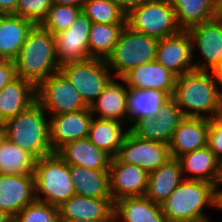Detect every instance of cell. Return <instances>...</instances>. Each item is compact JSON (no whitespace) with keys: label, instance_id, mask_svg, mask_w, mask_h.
<instances>
[{"label":"cell","instance_id":"6da1fadb","mask_svg":"<svg viewBox=\"0 0 222 222\" xmlns=\"http://www.w3.org/2000/svg\"><path fill=\"white\" fill-rule=\"evenodd\" d=\"M172 98L185 117L211 120L222 108V89L210 71L193 70L177 77Z\"/></svg>","mask_w":222,"mask_h":222},{"label":"cell","instance_id":"7a4b0ae2","mask_svg":"<svg viewBox=\"0 0 222 222\" xmlns=\"http://www.w3.org/2000/svg\"><path fill=\"white\" fill-rule=\"evenodd\" d=\"M14 63L16 76L37 87L59 71L55 36L39 24L34 25Z\"/></svg>","mask_w":222,"mask_h":222},{"label":"cell","instance_id":"3957f363","mask_svg":"<svg viewBox=\"0 0 222 222\" xmlns=\"http://www.w3.org/2000/svg\"><path fill=\"white\" fill-rule=\"evenodd\" d=\"M205 207L217 208V188L205 181L187 179L161 205L167 222H210Z\"/></svg>","mask_w":222,"mask_h":222},{"label":"cell","instance_id":"277c9868","mask_svg":"<svg viewBox=\"0 0 222 222\" xmlns=\"http://www.w3.org/2000/svg\"><path fill=\"white\" fill-rule=\"evenodd\" d=\"M2 125L4 137L36 159L54 153L50 144L49 119L37 101Z\"/></svg>","mask_w":222,"mask_h":222},{"label":"cell","instance_id":"5b68a950","mask_svg":"<svg viewBox=\"0 0 222 222\" xmlns=\"http://www.w3.org/2000/svg\"><path fill=\"white\" fill-rule=\"evenodd\" d=\"M33 174L35 200L59 207L75 195L69 165L56 152L36 159Z\"/></svg>","mask_w":222,"mask_h":222},{"label":"cell","instance_id":"8992f818","mask_svg":"<svg viewBox=\"0 0 222 222\" xmlns=\"http://www.w3.org/2000/svg\"><path fill=\"white\" fill-rule=\"evenodd\" d=\"M158 39L124 26L106 63L114 77L121 78L129 70L156 58Z\"/></svg>","mask_w":222,"mask_h":222},{"label":"cell","instance_id":"52a82bcc","mask_svg":"<svg viewBox=\"0 0 222 222\" xmlns=\"http://www.w3.org/2000/svg\"><path fill=\"white\" fill-rule=\"evenodd\" d=\"M126 25L157 39L176 35L182 30L170 0H153L134 8L126 15Z\"/></svg>","mask_w":222,"mask_h":222},{"label":"cell","instance_id":"ba28073f","mask_svg":"<svg viewBox=\"0 0 222 222\" xmlns=\"http://www.w3.org/2000/svg\"><path fill=\"white\" fill-rule=\"evenodd\" d=\"M59 71L80 93L85 104L90 107L114 77L106 60L89 58L62 65Z\"/></svg>","mask_w":222,"mask_h":222},{"label":"cell","instance_id":"9c48e42d","mask_svg":"<svg viewBox=\"0 0 222 222\" xmlns=\"http://www.w3.org/2000/svg\"><path fill=\"white\" fill-rule=\"evenodd\" d=\"M36 101L50 115L89 109L77 89L60 71L36 87Z\"/></svg>","mask_w":222,"mask_h":222},{"label":"cell","instance_id":"30bf717a","mask_svg":"<svg viewBox=\"0 0 222 222\" xmlns=\"http://www.w3.org/2000/svg\"><path fill=\"white\" fill-rule=\"evenodd\" d=\"M121 162L136 165L151 173L171 159L169 145L139 138L128 131L116 156Z\"/></svg>","mask_w":222,"mask_h":222},{"label":"cell","instance_id":"8fae6325","mask_svg":"<svg viewBox=\"0 0 222 222\" xmlns=\"http://www.w3.org/2000/svg\"><path fill=\"white\" fill-rule=\"evenodd\" d=\"M184 117L175 100L170 97L155 117L138 119L128 129L139 138L160 141L169 145L174 131Z\"/></svg>","mask_w":222,"mask_h":222},{"label":"cell","instance_id":"7c38bea8","mask_svg":"<svg viewBox=\"0 0 222 222\" xmlns=\"http://www.w3.org/2000/svg\"><path fill=\"white\" fill-rule=\"evenodd\" d=\"M92 22L81 11L67 30L55 36L58 64L62 65L89 59V33Z\"/></svg>","mask_w":222,"mask_h":222},{"label":"cell","instance_id":"4fadbf2b","mask_svg":"<svg viewBox=\"0 0 222 222\" xmlns=\"http://www.w3.org/2000/svg\"><path fill=\"white\" fill-rule=\"evenodd\" d=\"M192 42L187 30L158 39L155 60L176 77L195 70Z\"/></svg>","mask_w":222,"mask_h":222},{"label":"cell","instance_id":"5bb4252c","mask_svg":"<svg viewBox=\"0 0 222 222\" xmlns=\"http://www.w3.org/2000/svg\"><path fill=\"white\" fill-rule=\"evenodd\" d=\"M192 42V54L196 46L206 62H194L195 70L210 71L222 60V21L216 16L194 25L188 30Z\"/></svg>","mask_w":222,"mask_h":222},{"label":"cell","instance_id":"9a60e30c","mask_svg":"<svg viewBox=\"0 0 222 222\" xmlns=\"http://www.w3.org/2000/svg\"><path fill=\"white\" fill-rule=\"evenodd\" d=\"M149 173L142 168L112 157L109 166L110 193L113 202L124 197H142L146 193Z\"/></svg>","mask_w":222,"mask_h":222},{"label":"cell","instance_id":"2e32d148","mask_svg":"<svg viewBox=\"0 0 222 222\" xmlns=\"http://www.w3.org/2000/svg\"><path fill=\"white\" fill-rule=\"evenodd\" d=\"M50 144L53 152H57L68 142L88 138L93 120L90 109L49 115Z\"/></svg>","mask_w":222,"mask_h":222},{"label":"cell","instance_id":"e0dca14e","mask_svg":"<svg viewBox=\"0 0 222 222\" xmlns=\"http://www.w3.org/2000/svg\"><path fill=\"white\" fill-rule=\"evenodd\" d=\"M34 200V175L0 174V210L14 217Z\"/></svg>","mask_w":222,"mask_h":222},{"label":"cell","instance_id":"ac0fdd59","mask_svg":"<svg viewBox=\"0 0 222 222\" xmlns=\"http://www.w3.org/2000/svg\"><path fill=\"white\" fill-rule=\"evenodd\" d=\"M176 76L156 60L142 64L125 73L121 78L129 89H150L165 92L172 97Z\"/></svg>","mask_w":222,"mask_h":222},{"label":"cell","instance_id":"d6986e66","mask_svg":"<svg viewBox=\"0 0 222 222\" xmlns=\"http://www.w3.org/2000/svg\"><path fill=\"white\" fill-rule=\"evenodd\" d=\"M177 159L184 179L205 181L216 188L222 183V163L207 146L185 153Z\"/></svg>","mask_w":222,"mask_h":222},{"label":"cell","instance_id":"ffe728a7","mask_svg":"<svg viewBox=\"0 0 222 222\" xmlns=\"http://www.w3.org/2000/svg\"><path fill=\"white\" fill-rule=\"evenodd\" d=\"M58 214L59 220L114 221V202L75 194L58 207Z\"/></svg>","mask_w":222,"mask_h":222},{"label":"cell","instance_id":"44dd1931","mask_svg":"<svg viewBox=\"0 0 222 222\" xmlns=\"http://www.w3.org/2000/svg\"><path fill=\"white\" fill-rule=\"evenodd\" d=\"M210 120L206 118L184 117L169 143L172 158L207 146Z\"/></svg>","mask_w":222,"mask_h":222},{"label":"cell","instance_id":"7402d4cb","mask_svg":"<svg viewBox=\"0 0 222 222\" xmlns=\"http://www.w3.org/2000/svg\"><path fill=\"white\" fill-rule=\"evenodd\" d=\"M128 87L118 83L114 77L105 86L104 91L89 107L91 113H100L98 119L128 123L127 97Z\"/></svg>","mask_w":222,"mask_h":222},{"label":"cell","instance_id":"603a6c76","mask_svg":"<svg viewBox=\"0 0 222 222\" xmlns=\"http://www.w3.org/2000/svg\"><path fill=\"white\" fill-rule=\"evenodd\" d=\"M68 165L91 170H109L111 156L97 148L88 138L66 143L56 152Z\"/></svg>","mask_w":222,"mask_h":222},{"label":"cell","instance_id":"cb8c5ba5","mask_svg":"<svg viewBox=\"0 0 222 222\" xmlns=\"http://www.w3.org/2000/svg\"><path fill=\"white\" fill-rule=\"evenodd\" d=\"M36 101V87L16 77L0 90V123L17 116Z\"/></svg>","mask_w":222,"mask_h":222},{"label":"cell","instance_id":"d4e9b609","mask_svg":"<svg viewBox=\"0 0 222 222\" xmlns=\"http://www.w3.org/2000/svg\"><path fill=\"white\" fill-rule=\"evenodd\" d=\"M34 25L14 14H0V59L14 61Z\"/></svg>","mask_w":222,"mask_h":222},{"label":"cell","instance_id":"484cf974","mask_svg":"<svg viewBox=\"0 0 222 222\" xmlns=\"http://www.w3.org/2000/svg\"><path fill=\"white\" fill-rule=\"evenodd\" d=\"M183 180L184 177L179 160L171 158L158 169L149 173L144 196L161 206Z\"/></svg>","mask_w":222,"mask_h":222},{"label":"cell","instance_id":"4316f807","mask_svg":"<svg viewBox=\"0 0 222 222\" xmlns=\"http://www.w3.org/2000/svg\"><path fill=\"white\" fill-rule=\"evenodd\" d=\"M114 222H167L161 206L142 197H124L114 202Z\"/></svg>","mask_w":222,"mask_h":222},{"label":"cell","instance_id":"83f0119b","mask_svg":"<svg viewBox=\"0 0 222 222\" xmlns=\"http://www.w3.org/2000/svg\"><path fill=\"white\" fill-rule=\"evenodd\" d=\"M69 172L75 194L89 198L112 199L109 170H91L77 165H69Z\"/></svg>","mask_w":222,"mask_h":222},{"label":"cell","instance_id":"f1b7e54d","mask_svg":"<svg viewBox=\"0 0 222 222\" xmlns=\"http://www.w3.org/2000/svg\"><path fill=\"white\" fill-rule=\"evenodd\" d=\"M182 30L209 21L218 15L217 0H170Z\"/></svg>","mask_w":222,"mask_h":222},{"label":"cell","instance_id":"f546056e","mask_svg":"<svg viewBox=\"0 0 222 222\" xmlns=\"http://www.w3.org/2000/svg\"><path fill=\"white\" fill-rule=\"evenodd\" d=\"M169 98L160 90L128 89V122L133 124L138 119L155 117Z\"/></svg>","mask_w":222,"mask_h":222},{"label":"cell","instance_id":"4dcf8cb0","mask_svg":"<svg viewBox=\"0 0 222 222\" xmlns=\"http://www.w3.org/2000/svg\"><path fill=\"white\" fill-rule=\"evenodd\" d=\"M124 123L98 119L94 115L90 125L88 139L97 148L105 151L111 157H116L120 146L129 129L123 131Z\"/></svg>","mask_w":222,"mask_h":222},{"label":"cell","instance_id":"1f68e13d","mask_svg":"<svg viewBox=\"0 0 222 222\" xmlns=\"http://www.w3.org/2000/svg\"><path fill=\"white\" fill-rule=\"evenodd\" d=\"M36 158L3 136L0 140V174L34 175Z\"/></svg>","mask_w":222,"mask_h":222},{"label":"cell","instance_id":"d6a6232c","mask_svg":"<svg viewBox=\"0 0 222 222\" xmlns=\"http://www.w3.org/2000/svg\"><path fill=\"white\" fill-rule=\"evenodd\" d=\"M126 24L92 23L89 33V57L104 59L111 54Z\"/></svg>","mask_w":222,"mask_h":222},{"label":"cell","instance_id":"836d02e7","mask_svg":"<svg viewBox=\"0 0 222 222\" xmlns=\"http://www.w3.org/2000/svg\"><path fill=\"white\" fill-rule=\"evenodd\" d=\"M82 12L92 23L126 24V13L114 0H85Z\"/></svg>","mask_w":222,"mask_h":222},{"label":"cell","instance_id":"e575fe53","mask_svg":"<svg viewBox=\"0 0 222 222\" xmlns=\"http://www.w3.org/2000/svg\"><path fill=\"white\" fill-rule=\"evenodd\" d=\"M81 11L80 7L53 3L39 25L56 35L70 28Z\"/></svg>","mask_w":222,"mask_h":222},{"label":"cell","instance_id":"d590c367","mask_svg":"<svg viewBox=\"0 0 222 222\" xmlns=\"http://www.w3.org/2000/svg\"><path fill=\"white\" fill-rule=\"evenodd\" d=\"M13 222H59L58 207L34 200L13 217Z\"/></svg>","mask_w":222,"mask_h":222},{"label":"cell","instance_id":"8d00e7d4","mask_svg":"<svg viewBox=\"0 0 222 222\" xmlns=\"http://www.w3.org/2000/svg\"><path fill=\"white\" fill-rule=\"evenodd\" d=\"M52 4V0H19L14 15L38 25L45 18Z\"/></svg>","mask_w":222,"mask_h":222},{"label":"cell","instance_id":"74e56055","mask_svg":"<svg viewBox=\"0 0 222 222\" xmlns=\"http://www.w3.org/2000/svg\"><path fill=\"white\" fill-rule=\"evenodd\" d=\"M207 147L222 163V124L216 118L210 120Z\"/></svg>","mask_w":222,"mask_h":222},{"label":"cell","instance_id":"f35d334b","mask_svg":"<svg viewBox=\"0 0 222 222\" xmlns=\"http://www.w3.org/2000/svg\"><path fill=\"white\" fill-rule=\"evenodd\" d=\"M16 77L14 61L0 59V90Z\"/></svg>","mask_w":222,"mask_h":222},{"label":"cell","instance_id":"ab89813d","mask_svg":"<svg viewBox=\"0 0 222 222\" xmlns=\"http://www.w3.org/2000/svg\"><path fill=\"white\" fill-rule=\"evenodd\" d=\"M114 1L127 15L134 8H137L153 0H114Z\"/></svg>","mask_w":222,"mask_h":222},{"label":"cell","instance_id":"60d3db41","mask_svg":"<svg viewBox=\"0 0 222 222\" xmlns=\"http://www.w3.org/2000/svg\"><path fill=\"white\" fill-rule=\"evenodd\" d=\"M19 0H0V14H14Z\"/></svg>","mask_w":222,"mask_h":222},{"label":"cell","instance_id":"b9f144b4","mask_svg":"<svg viewBox=\"0 0 222 222\" xmlns=\"http://www.w3.org/2000/svg\"><path fill=\"white\" fill-rule=\"evenodd\" d=\"M213 78L218 83V86L222 89V60L216 64L211 70Z\"/></svg>","mask_w":222,"mask_h":222},{"label":"cell","instance_id":"7bdbcfd3","mask_svg":"<svg viewBox=\"0 0 222 222\" xmlns=\"http://www.w3.org/2000/svg\"><path fill=\"white\" fill-rule=\"evenodd\" d=\"M85 0H52V3L58 5H70L74 7H83Z\"/></svg>","mask_w":222,"mask_h":222},{"label":"cell","instance_id":"ee69618b","mask_svg":"<svg viewBox=\"0 0 222 222\" xmlns=\"http://www.w3.org/2000/svg\"><path fill=\"white\" fill-rule=\"evenodd\" d=\"M0 222H13V217L7 212L0 210Z\"/></svg>","mask_w":222,"mask_h":222},{"label":"cell","instance_id":"f6af8a7d","mask_svg":"<svg viewBox=\"0 0 222 222\" xmlns=\"http://www.w3.org/2000/svg\"><path fill=\"white\" fill-rule=\"evenodd\" d=\"M217 209L222 210V189L217 188Z\"/></svg>","mask_w":222,"mask_h":222},{"label":"cell","instance_id":"bcb514c9","mask_svg":"<svg viewBox=\"0 0 222 222\" xmlns=\"http://www.w3.org/2000/svg\"><path fill=\"white\" fill-rule=\"evenodd\" d=\"M59 222H114V221H93V220L78 219V220H59Z\"/></svg>","mask_w":222,"mask_h":222},{"label":"cell","instance_id":"7dc6e473","mask_svg":"<svg viewBox=\"0 0 222 222\" xmlns=\"http://www.w3.org/2000/svg\"><path fill=\"white\" fill-rule=\"evenodd\" d=\"M217 17L222 21V6H218V15Z\"/></svg>","mask_w":222,"mask_h":222},{"label":"cell","instance_id":"c3c4849f","mask_svg":"<svg viewBox=\"0 0 222 222\" xmlns=\"http://www.w3.org/2000/svg\"><path fill=\"white\" fill-rule=\"evenodd\" d=\"M216 119L222 124V108L221 111L218 113Z\"/></svg>","mask_w":222,"mask_h":222},{"label":"cell","instance_id":"681fc988","mask_svg":"<svg viewBox=\"0 0 222 222\" xmlns=\"http://www.w3.org/2000/svg\"><path fill=\"white\" fill-rule=\"evenodd\" d=\"M4 136V129H3V125L0 123V140L3 138Z\"/></svg>","mask_w":222,"mask_h":222},{"label":"cell","instance_id":"f907efd6","mask_svg":"<svg viewBox=\"0 0 222 222\" xmlns=\"http://www.w3.org/2000/svg\"><path fill=\"white\" fill-rule=\"evenodd\" d=\"M218 6H222V0H217Z\"/></svg>","mask_w":222,"mask_h":222}]
</instances>
